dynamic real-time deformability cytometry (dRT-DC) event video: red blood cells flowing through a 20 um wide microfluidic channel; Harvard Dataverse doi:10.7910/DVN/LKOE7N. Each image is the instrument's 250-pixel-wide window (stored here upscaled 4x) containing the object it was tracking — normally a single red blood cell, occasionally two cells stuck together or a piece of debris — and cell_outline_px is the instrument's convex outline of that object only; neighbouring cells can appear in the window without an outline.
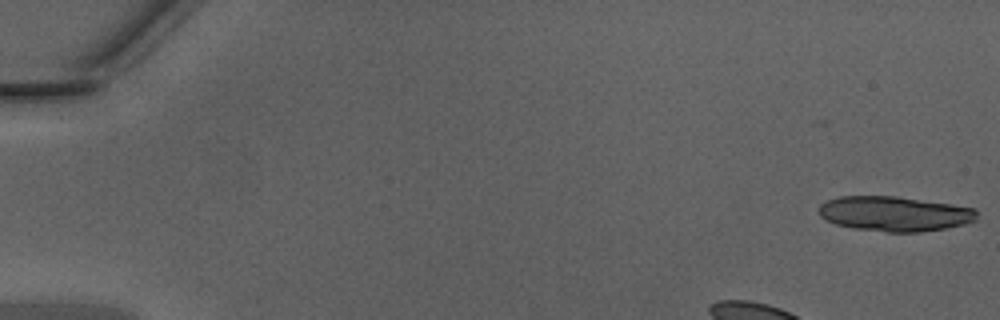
{"species": "Egyptian fruit bat (a non-hibernating species)", "species_latin": "Rousettus aegyptiacus", "temperature_condition": "warm", "stored_images_in_passage": 40, "camera_frame_rate_fps": 3000, "um_per_image_px": 0.085, "animal": {"sex": "male"}, "frame": {"image": 1, "passage_image": 1, "time_ms": 0.0, "image_size_px": [1000, 320], "cell_outline_px": [[976, 220], [964, 224], [944, 228], [920, 232], [884, 232], [852, 228], [836, 224], [824, 220], [820, 216], [816, 208], [820, 204], [828, 200], [840, 196], [896, 196], [976, 208]], "centroid_in_image_um": [75.97, 18.17], "position_along_channel_um": 9.0, "area_um2": 32.25}}
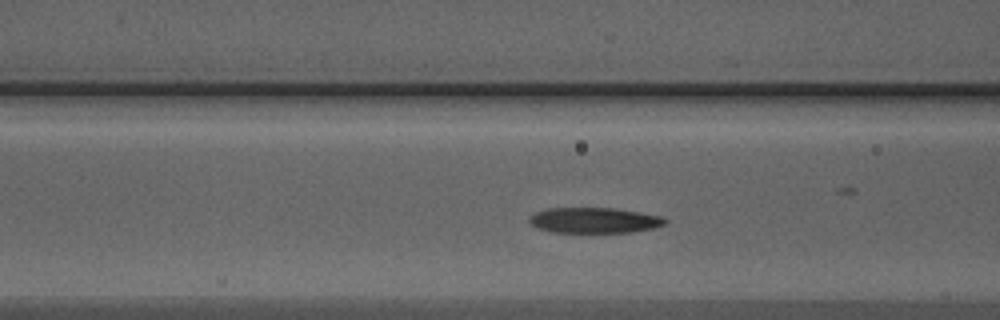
{"frame": {"image": 2, "passage_image": 16, "time_ms": 5.0, "image_size_px": [1000, 320], "cell_outline_px": [[668, 220], [664, 224], [656, 228], [632, 232], [552, 232], [536, 228], [528, 224], [528, 216], [536, 212], [548, 208], [616, 208], [640, 212], [660, 216]], "centroid_in_image_um": [50.47, 18.73], "position_along_channel_um": 116.1, "area_um2": 20.4}}
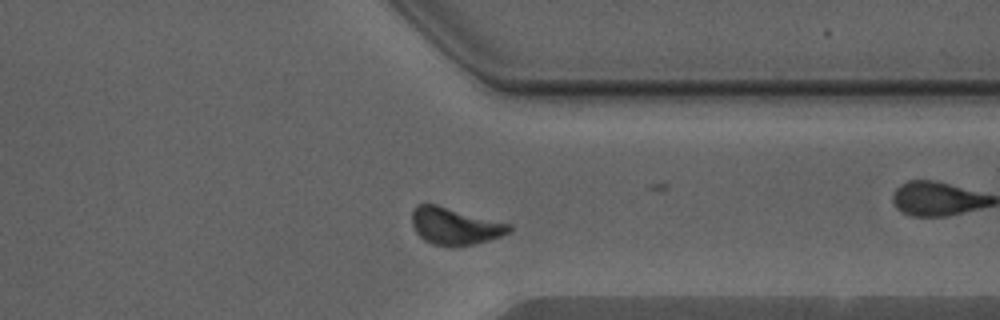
{"frame": {"image": 3, "passage_image": 34, "time_ms": 11.0, "image_size_px": [1000, 320], "cell_outline_px": [[512, 232], [476, 244], [452, 248], [432, 244], [424, 240], [416, 232], [412, 224], [412, 212], [416, 204], [436, 204], [512, 224]], "centroid_in_image_um": [38.68, 19.24], "position_along_channel_um": 372.7, "area_um2": 21.33}}